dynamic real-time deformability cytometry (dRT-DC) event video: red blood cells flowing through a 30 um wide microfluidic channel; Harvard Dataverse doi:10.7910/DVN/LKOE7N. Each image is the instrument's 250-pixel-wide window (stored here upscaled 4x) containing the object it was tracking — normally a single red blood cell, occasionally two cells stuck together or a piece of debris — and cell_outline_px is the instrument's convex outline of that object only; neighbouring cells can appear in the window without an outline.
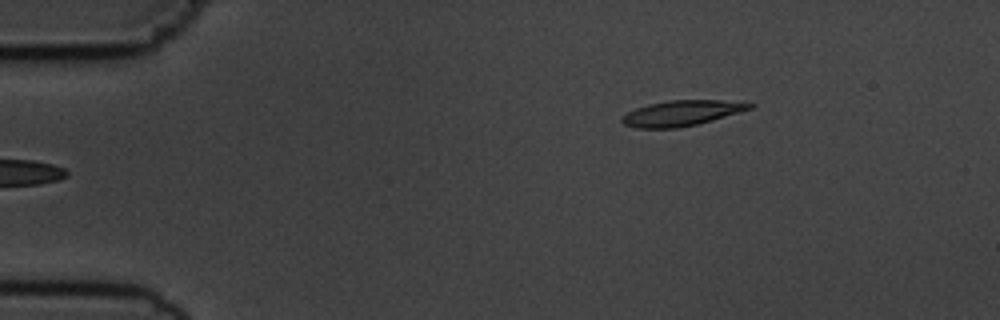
{"species": "common noctule bat (a hibernating species)", "species_latin": "Nyctalus noctula", "temperature_condition": "cold", "stored_images_in_passage": 5, "camera_frame_rate_fps": 3000, "um_per_image_px": 0.085, "animal": {"sex": "male", "body_mass_g": 19.5, "forearm_length_mm": 54.6}, "frame": {"image": 1, "passage_image": 5, "time_ms": 4.667, "image_size_px": [1000, 320], "cell_outline_px": [[756, 104], [752, 108], [740, 112], [712, 120], [696, 124], [676, 128], [636, 128], [624, 124], [620, 120], [628, 112], [636, 108], [648, 104], [668, 100], [720, 100]], "centroid_in_image_um": [57.92, 9.61], "position_along_channel_um": 27.1, "area_um2": 18.73}}